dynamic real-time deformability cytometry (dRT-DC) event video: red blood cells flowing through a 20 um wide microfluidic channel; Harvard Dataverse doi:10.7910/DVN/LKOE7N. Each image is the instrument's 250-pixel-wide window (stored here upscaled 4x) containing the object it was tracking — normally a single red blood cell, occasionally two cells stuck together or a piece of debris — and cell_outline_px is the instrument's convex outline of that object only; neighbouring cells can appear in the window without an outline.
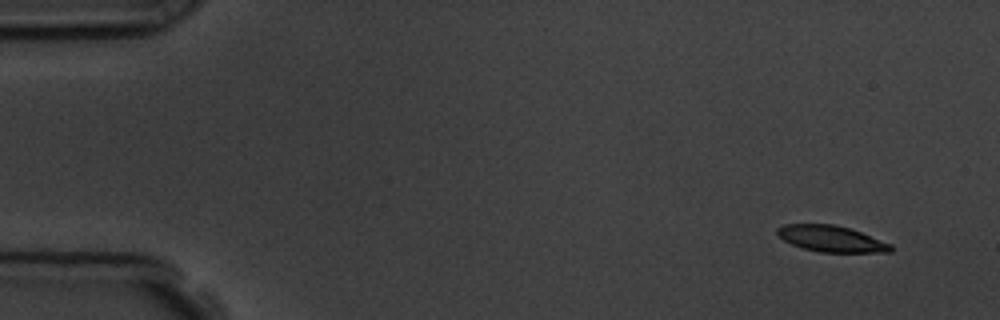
{"species": "common noctule bat (a hibernating species)", "species_latin": "Nyctalus noctula", "temperature_condition": "room temperature", "stored_images_in_passage": 15, "camera_frame_rate_fps": 3000, "um_per_image_px": 0.085, "animal": {"sex": "male", "body_mass_g": 19.5, "forearm_length_mm": 54.6}, "frame": {"image": 1, "passage_image": 1, "time_ms": 0.0, "image_size_px": [1000, 320], "cell_outline_px": [[892, 252], [820, 252], [804, 248], [792, 244], [784, 240], [776, 232], [776, 228], [784, 224], [832, 224], [848, 228], [860, 232], [892, 244]], "centroid_in_image_um": [70.65, 20.29], "position_along_channel_um": 14.3, "area_um2": 17.11}}
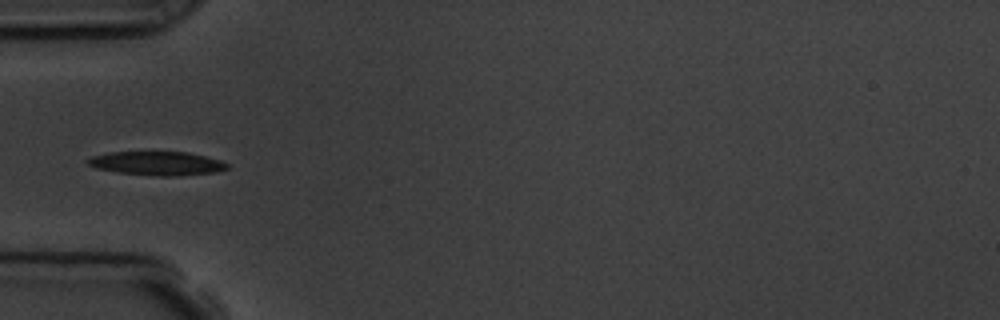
{"frame": {"image": 2, "passage_image": 5, "time_ms": 4.667, "image_size_px": [1000, 320], "cell_outline_px": [[228, 168], [216, 172], [176, 176], [160, 176], [120, 172], [96, 168], [88, 164], [84, 160], [92, 156], [108, 152], [188, 152], [220, 160], [228, 164]], "centroid_in_image_um": [13.33, 13.88], "position_along_channel_um": 71.7, "area_um2": 19.19}, "authors_computed_cell_mechanics": {"area_um2": 18.9006, "velocity_mm_per_s": 3.746, "shape_relaxation_time_tau1_ms": 2.8466, "shape_relaxation_time_tau2_ms": null, "deformation_change_tau1": 0.1184, "deformation_change_tau2": null}}